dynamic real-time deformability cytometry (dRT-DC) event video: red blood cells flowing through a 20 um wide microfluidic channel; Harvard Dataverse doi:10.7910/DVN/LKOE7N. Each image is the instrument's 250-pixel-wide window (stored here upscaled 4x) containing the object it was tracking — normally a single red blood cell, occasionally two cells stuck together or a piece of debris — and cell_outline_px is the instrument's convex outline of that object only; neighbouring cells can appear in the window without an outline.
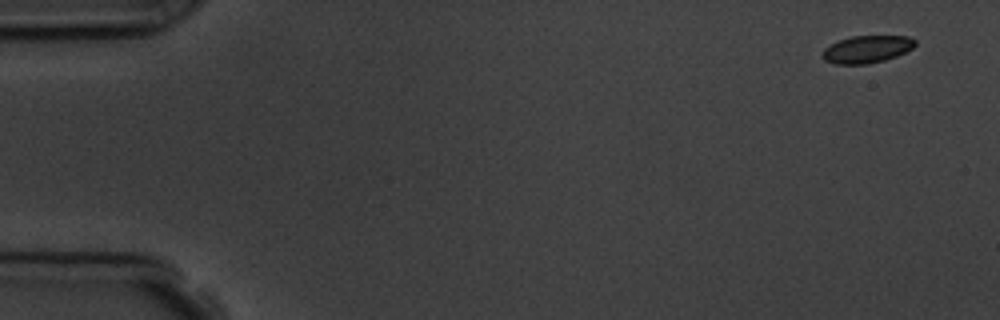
{"species": "common noctule bat (a hibernating species)", "species_latin": "Nyctalus noctula", "temperature_condition": "room temperature", "stored_images_in_passage": 4, "camera_frame_rate_fps": 3000, "um_per_image_px": 0.085, "animal": {"sex": "male", "body_mass_g": 19.5, "forearm_length_mm": 54.6}, "frame": {"image": 1, "passage_image": 1, "time_ms": 0.0, "image_size_px": [1000, 320], "cell_outline_px": [[916, 44], [912, 48], [896, 56], [884, 60], [868, 64], [836, 64], [824, 60], [820, 56], [824, 48], [840, 40], [852, 36], [908, 36], [916, 40]], "centroid_in_image_um": [73.67, 4.19], "position_along_channel_um": 11.3, "area_um2": 14.74}}